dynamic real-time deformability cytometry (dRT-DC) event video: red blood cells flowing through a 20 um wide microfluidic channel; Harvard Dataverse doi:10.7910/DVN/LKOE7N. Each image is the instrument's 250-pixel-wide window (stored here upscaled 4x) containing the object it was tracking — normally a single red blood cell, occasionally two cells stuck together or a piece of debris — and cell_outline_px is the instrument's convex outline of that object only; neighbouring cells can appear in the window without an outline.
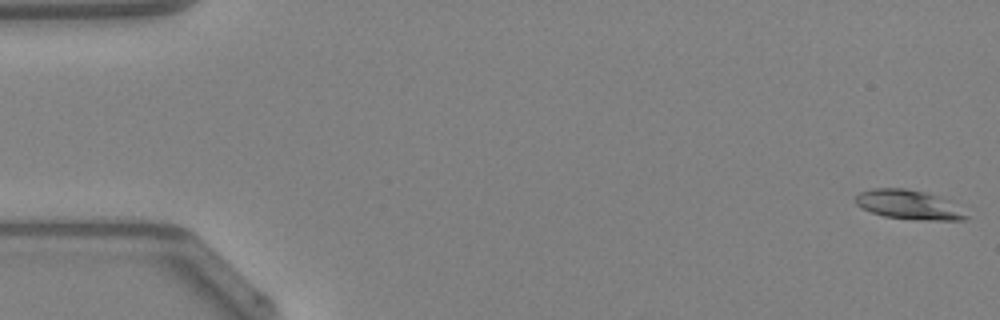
{"species": "Egyptian fruit bat (a non-hibernating species)", "species_latin": "Rousettus aegyptiacus", "temperature_condition": "warm", "stored_images_in_passage": 16, "camera_frame_rate_fps": 3000, "um_per_image_px": 0.085, "animal": {"sex": "female"}, "frame": {"image": 1, "passage_image": 1, "time_ms": 0.0, "image_size_px": [1000, 320], "cell_outline_px": [[968, 216], [964, 220], [916, 220], [884, 216], [872, 212], [856, 204], [852, 200], [860, 192], [872, 188], [904, 188], [924, 192], [936, 196]], "centroid_in_image_um": [77.11, 17.4], "position_along_channel_um": 7.9, "area_um2": 18.26}}
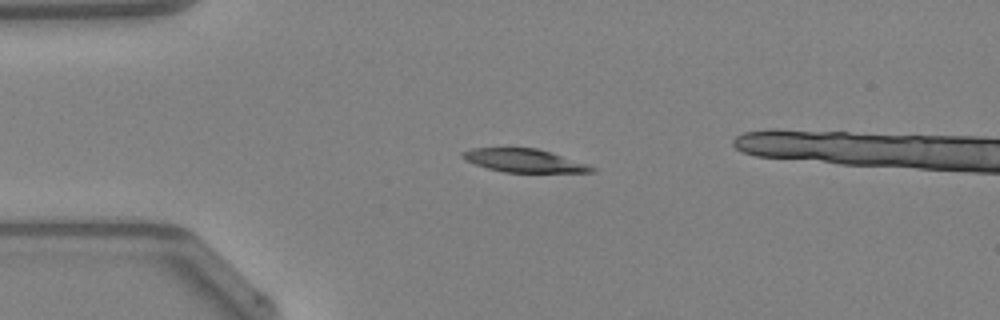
{"frame": {"image": 2, "passage_image": 12, "time_ms": 3.667, "image_size_px": [1000, 320], "cell_outline_px": [[596, 172], [504, 172], [488, 168], [464, 160], [460, 156], [460, 152], [472, 148], [536, 148], [588, 164], [596, 168]], "centroid_in_image_um": [44.52, 13.65], "position_along_channel_um": 40.5, "area_um2": 17.34}}